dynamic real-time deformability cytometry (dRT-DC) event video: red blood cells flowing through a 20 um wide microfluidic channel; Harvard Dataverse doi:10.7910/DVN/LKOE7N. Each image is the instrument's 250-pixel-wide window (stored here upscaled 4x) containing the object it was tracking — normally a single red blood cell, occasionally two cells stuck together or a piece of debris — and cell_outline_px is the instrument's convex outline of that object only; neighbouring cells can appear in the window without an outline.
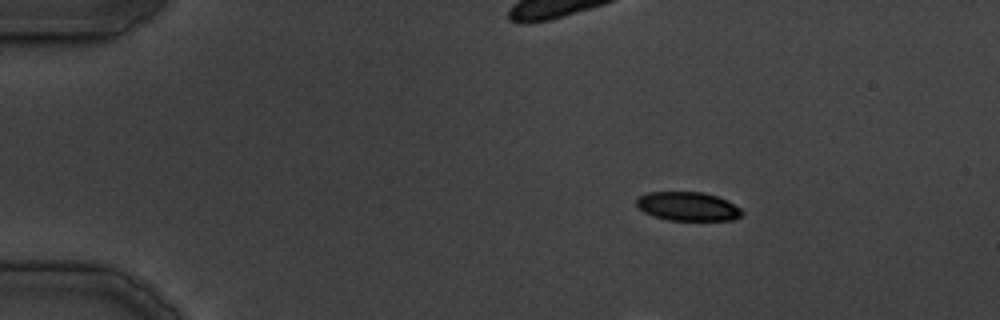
{"species": "common noctule bat (a hibernating species)", "species_latin": "Nyctalus noctula", "temperature_condition": "cold", "stored_images_in_passage": 20, "camera_frame_rate_fps": 3000, "um_per_image_px": 0.085, "animal": {"sex": "male", "body_mass_g": 19.5, "forearm_length_mm": 54.6}, "frame": {"image": 1, "passage_image": 1, "time_ms": 0.0, "image_size_px": [1000, 320], "cell_outline_px": [[744, 212], [740, 216], [732, 220], [668, 220], [652, 216], [644, 212], [636, 204], [636, 200], [640, 196], [648, 192], [704, 192], [728, 200], [740, 208]], "centroid_in_image_um": [58.47, 17.54], "position_along_channel_um": 26.5, "area_um2": 17.74}}
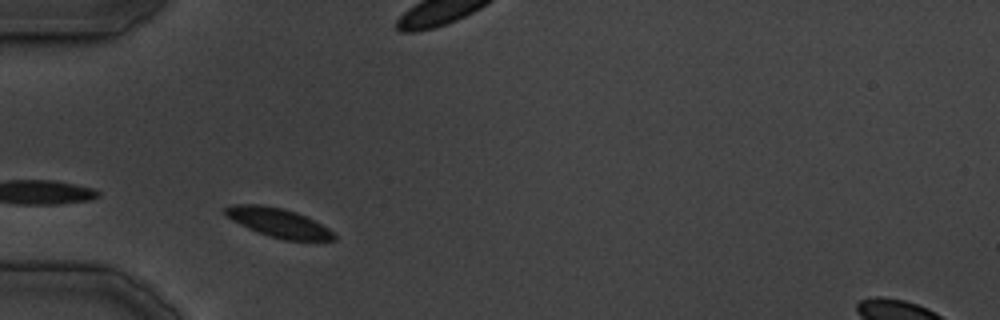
{"frame": {"image": 2, "passage_image": 9, "time_ms": 10.0, "image_size_px": [1000, 320], "cell_outline_px": [[336, 240], [284, 240], [268, 236], [256, 232], [232, 220], [224, 212], [224, 208], [232, 204], [260, 204], [284, 208], [296, 212], [328, 228], [336, 236]], "centroid_in_image_um": [23.64, 18.92], "position_along_channel_um": 61.4, "area_um2": 18.26}}